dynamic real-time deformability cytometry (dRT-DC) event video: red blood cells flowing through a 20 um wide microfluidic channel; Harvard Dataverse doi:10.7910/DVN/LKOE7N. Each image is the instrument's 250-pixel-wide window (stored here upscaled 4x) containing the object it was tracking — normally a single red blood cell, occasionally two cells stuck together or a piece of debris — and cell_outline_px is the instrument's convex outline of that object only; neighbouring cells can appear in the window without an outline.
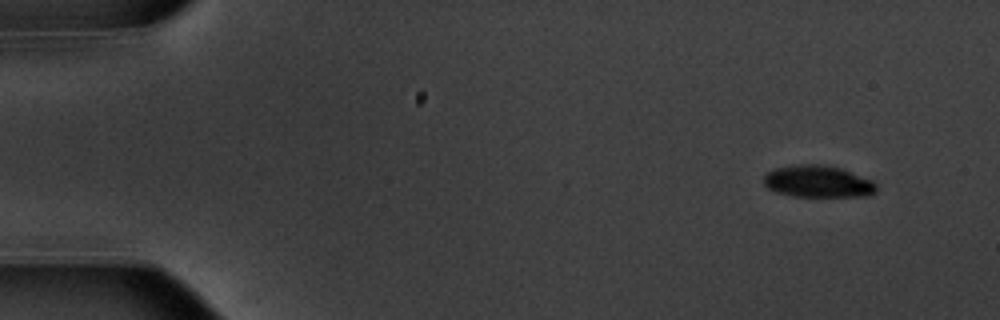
{"species": "common noctule bat (a hibernating species)", "species_latin": "Nyctalus noctula", "temperature_condition": "warm", "stored_images_in_passage": 51, "camera_frame_rate_fps": 3000, "um_per_image_px": 0.085, "animal": {"sex": "male", "body_mass_g": 20.1, "forearm_length_mm": 53.5}, "frame": {"image": 1, "passage_image": 1, "time_ms": 0.0, "image_size_px": [1000, 320], "cell_outline_px": [[876, 192], [868, 196], [792, 196], [776, 192], [768, 188], [764, 184], [764, 176], [768, 172], [776, 168], [796, 164], [824, 164], [840, 168], [872, 180], [876, 184]], "centroid_in_image_um": [69.52, 15.42], "position_along_channel_um": 15.5, "area_um2": 20.92}}
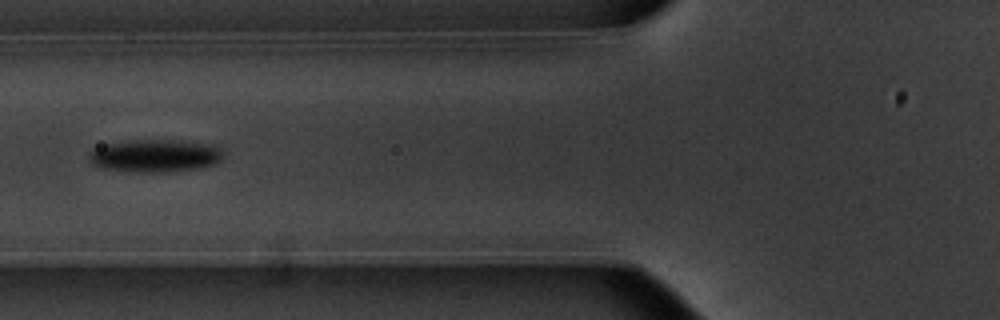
{"frame": {"image": 2, "passage_image": 18, "time_ms": 5.667, "image_size_px": [1000, 320], "cell_outline_px": [[224, 152], [220, 160], [212, 164], [200, 168], [164, 172], [136, 172], [100, 168], [92, 164], [88, 160], [88, 156], [92, 148], [108, 144], [136, 140], [172, 140], [212, 144], [220, 148]], "centroid_in_image_um": [13.15, 13.24], "position_along_channel_um": 112.6, "area_um2": 25.55}}
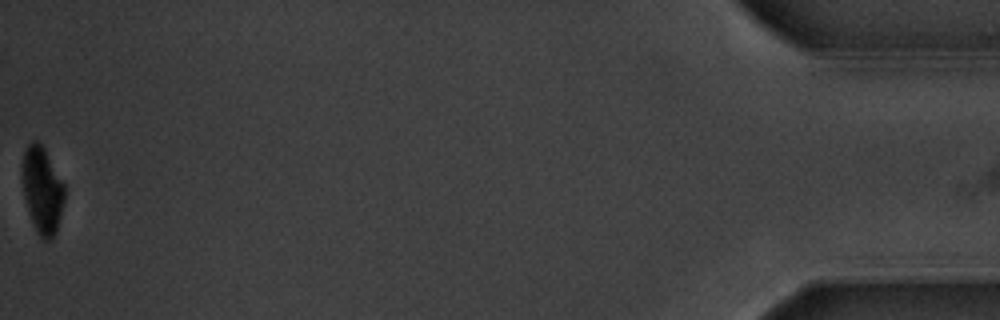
{"frame": {"image": 3, "passage_image": 51, "time_ms": 16.667, "image_size_px": [1000, 320], "cell_outline_px": [[64, 200], [56, 232], [52, 240], [44, 240], [36, 232], [28, 212], [24, 196], [24, 152], [28, 144], [32, 140], [36, 140], [44, 148], [64, 184]], "centroid_in_image_um": [3.61, 16.21], "position_along_channel_um": 431.6, "area_um2": 20.81}, "authors_computed_cell_mechanics": {"area_um2": 23.12, "velocity_mm_per_s": 3.752, "shape_relaxation_time_tau1_ms": 2.2102, "shape_relaxation_time_tau2_ms": null, "deformation_change_tau1": 0.1449, "deformation_change_tau2": null}}